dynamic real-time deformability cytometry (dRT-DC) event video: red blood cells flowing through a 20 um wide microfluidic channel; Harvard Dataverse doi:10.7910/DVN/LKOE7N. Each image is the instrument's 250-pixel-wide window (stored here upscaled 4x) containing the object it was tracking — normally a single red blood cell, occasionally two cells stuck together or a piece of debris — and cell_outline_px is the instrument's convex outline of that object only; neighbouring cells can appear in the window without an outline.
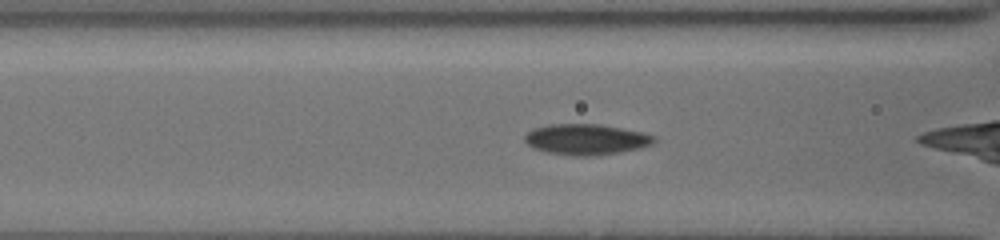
{"species": "common noctule bat (a hibernating species)", "species_latin": "Nyctalus noctula", "temperature_condition": "cold", "stored_images_in_passage": 27, "camera_frame_rate_fps": 3000, "um_per_image_px": 0.085, "animal": {"sex": "female", "body_mass_g": 19.5, "forearm_length_mm": 54.1}, "frame": {"image": 1, "passage_image": 4, "time_ms": 1.0, "image_size_px": [1000, 240], "cell_outline_px": [[656, 140], [652, 144], [640, 148], [620, 152], [596, 156], [572, 156], [548, 152], [532, 148], [524, 140], [524, 136], [532, 128], [548, 124], [600, 124], [644, 132], [656, 136]], "centroid_in_image_um": [49.83, 11.85], "position_along_channel_um": 116.8, "area_um2": 23.47}}
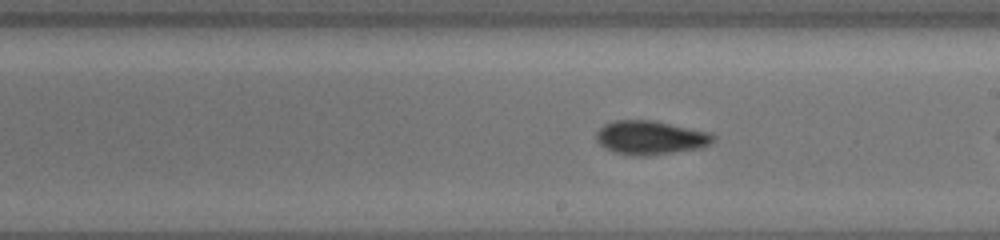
{"frame": {"image": 2, "passage_image": 13, "time_ms": 4.0, "image_size_px": [1000, 240], "cell_outline_px": [[716, 140], [700, 148], [648, 156], [636, 156], [612, 152], [604, 148], [596, 140], [596, 132], [604, 124], [616, 120], [656, 120], [712, 132], [716, 136]], "centroid_in_image_um": [55.31, 11.69], "position_along_channel_um": 233.7, "area_um2": 23.47}}
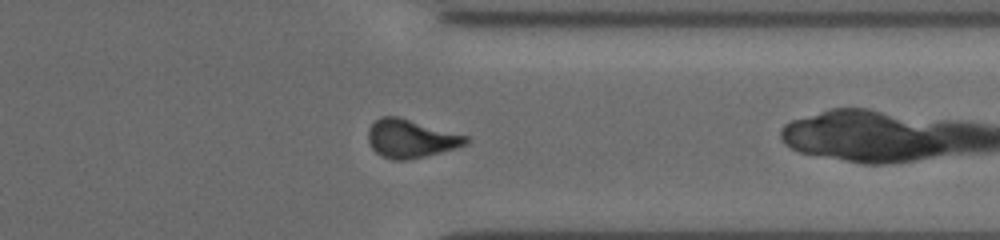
{"frame": {"image": 3, "passage_image": 24, "time_ms": 7.667, "image_size_px": [1000, 240], "cell_outline_px": [[468, 144], [456, 148], [424, 156], [404, 160], [392, 160], [380, 156], [372, 148], [368, 140], [368, 128], [380, 116], [396, 116], [468, 136]], "centroid_in_image_um": [34.89, 11.79], "position_along_channel_um": 376.5, "area_um2": 21.62}, "authors_computed_cell_mechanics": {"area_um2": 23.0622, "velocity_mm_per_s": 3.901, "shape_relaxation_time_tau1_ms": 5.3063, "shape_relaxation_time_tau2_ms": 9.0776, "deformation_change_tau1": 0.1137, "deformation_change_tau2": 0.1194}}